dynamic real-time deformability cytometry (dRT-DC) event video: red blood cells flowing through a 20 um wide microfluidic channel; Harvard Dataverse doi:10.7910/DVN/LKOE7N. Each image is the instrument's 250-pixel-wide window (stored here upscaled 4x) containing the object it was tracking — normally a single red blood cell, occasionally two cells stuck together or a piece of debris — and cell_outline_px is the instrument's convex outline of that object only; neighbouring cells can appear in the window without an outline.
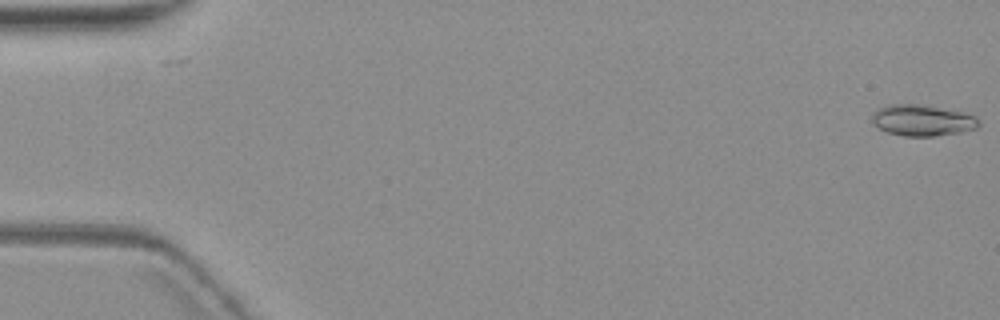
{"species": "common noctule bat (a hibernating species)", "species_latin": "Nyctalus noctula", "temperature_condition": "warm", "stored_images_in_passage": 10, "camera_frame_rate_fps": 3000, "um_per_image_px": 0.085, "animal": {"sex": "female", "body_mass_g": 19.3, "forearm_length_mm": 54.1}, "frame": {"image": 1, "passage_image": 1, "time_ms": 0.0, "image_size_px": [1000, 320], "cell_outline_px": [[980, 124], [976, 128], [960, 132], [936, 136], [904, 136], [888, 132], [872, 124], [872, 112], [876, 108], [888, 104], [924, 104], [964, 112], [976, 116]], "centroid_in_image_um": [78.38, 10.21], "position_along_channel_um": 6.6, "area_um2": 19.65}}
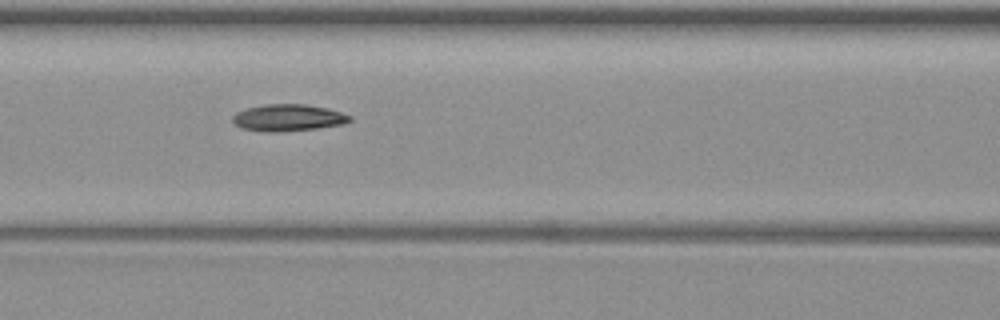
{"frame": {"image": 2, "passage_image": 6, "time_ms": 8.333, "image_size_px": [1000, 320], "cell_outline_px": [[352, 120], [344, 124], [316, 128], [276, 132], [264, 132], [240, 128], [232, 120], [232, 116], [236, 112], [248, 108], [264, 104], [304, 104], [328, 108], [352, 116]], "centroid_in_image_um": [24.49, 10.0], "position_along_channel_um": 142.1, "area_um2": 18.32}}
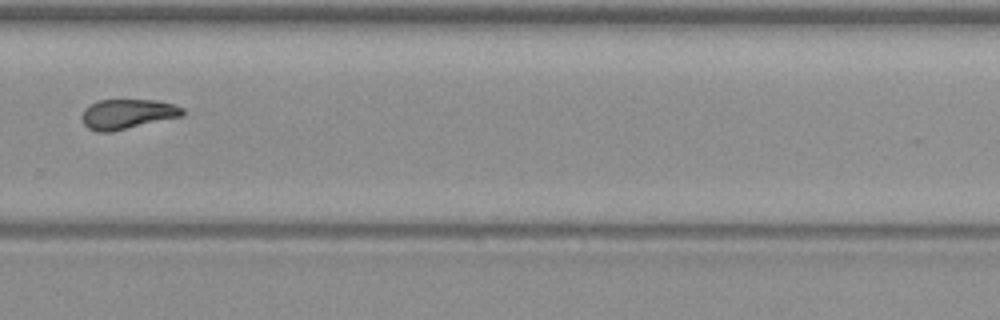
{"frame": {"image": 3, "passage_image": 10, "time_ms": 13.333, "image_size_px": [1000, 320], "cell_outline_px": [[184, 116], [112, 132], [96, 132], [88, 128], [84, 124], [80, 116], [84, 108], [88, 104], [100, 100], [156, 100], [172, 104], [184, 108]], "centroid_in_image_um": [10.81, 9.7], "position_along_channel_um": 319.0, "area_um2": 17.8}}